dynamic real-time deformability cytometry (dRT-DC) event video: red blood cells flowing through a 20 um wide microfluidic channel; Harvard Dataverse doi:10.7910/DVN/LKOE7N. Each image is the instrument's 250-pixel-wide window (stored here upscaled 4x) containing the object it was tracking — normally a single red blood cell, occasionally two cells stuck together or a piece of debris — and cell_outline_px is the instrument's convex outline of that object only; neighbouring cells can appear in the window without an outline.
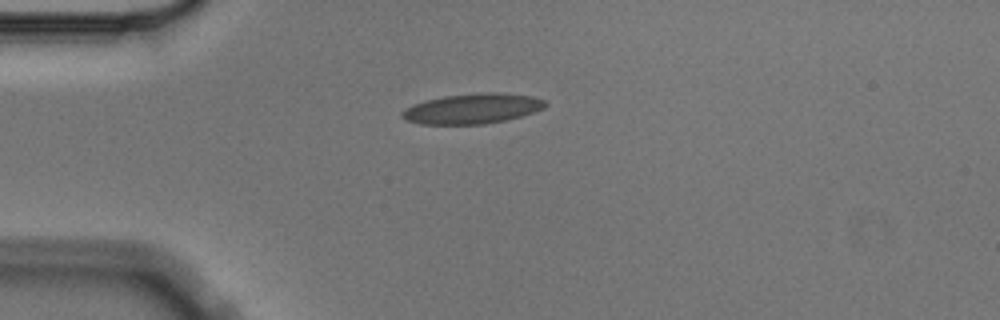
{"species": "Egyptian fruit bat (a non-hibernating species)", "species_latin": "Rousettus aegyptiacus", "temperature_condition": "cold", "stored_images_in_passage": 4, "camera_frame_rate_fps": 3000, "um_per_image_px": 0.085, "animal": {"sex": "male"}, "frame": {"image": 1, "passage_image": 1, "time_ms": 0.0, "image_size_px": [1000, 320], "cell_outline_px": [[548, 104], [544, 108], [520, 116], [504, 120], [484, 124], [420, 124], [404, 120], [400, 116], [400, 112], [404, 108], [412, 104], [444, 96], [488, 92], [496, 92], [532, 96], [544, 100]], "centroid_in_image_um": [40.1, 9.24], "position_along_channel_um": 44.9, "area_um2": 25.09}}
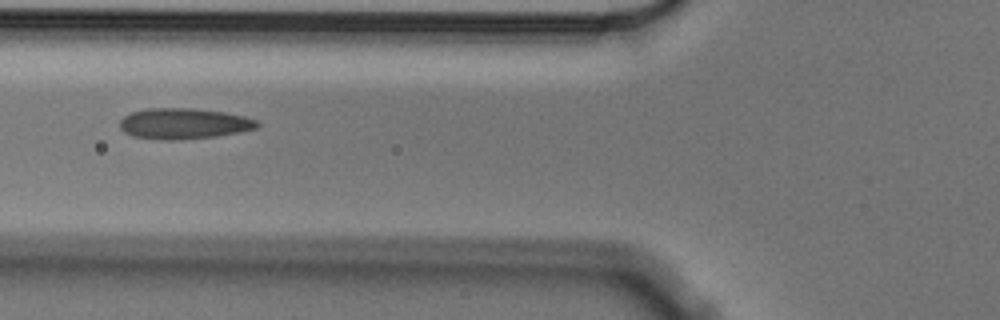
{"frame": {"image": 2, "passage_image": 3, "time_ms": 0.667, "image_size_px": [1000, 320], "cell_outline_px": [[260, 124], [256, 128], [240, 132], [216, 136], [172, 140], [160, 140], [132, 136], [124, 132], [120, 128], [120, 120], [124, 116], [132, 112], [148, 108], [192, 108], [224, 112], [244, 116], [256, 120]], "centroid_in_image_um": [15.6, 10.5], "position_along_channel_um": 110.2, "area_um2": 24.62}}
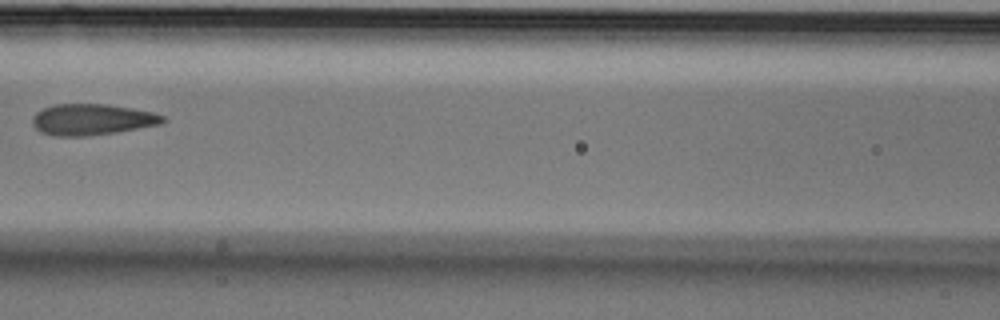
{"frame": {"image": 3, "passage_image": 4, "time_ms": 1.0, "image_size_px": [1000, 320], "cell_outline_px": [[168, 120], [160, 124], [116, 132], [84, 136], [52, 136], [40, 132], [32, 124], [32, 116], [36, 112], [52, 104], [108, 104], [132, 108], [152, 112], [164, 116]], "centroid_in_image_um": [7.79, 10.15], "position_along_channel_um": 158.8, "area_um2": 23.76}}